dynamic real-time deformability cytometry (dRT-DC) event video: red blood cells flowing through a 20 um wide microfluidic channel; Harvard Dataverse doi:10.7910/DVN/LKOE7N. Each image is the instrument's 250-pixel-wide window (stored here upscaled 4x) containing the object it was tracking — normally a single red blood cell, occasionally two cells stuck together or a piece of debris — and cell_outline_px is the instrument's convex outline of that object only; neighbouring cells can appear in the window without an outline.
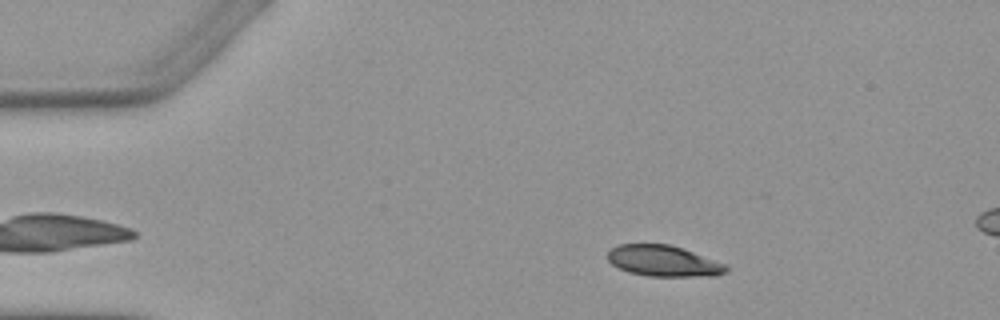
{"species": "Egyptian fruit bat (a non-hibernating species)", "species_latin": "Rousettus aegyptiacus", "temperature_condition": "warm", "stored_images_in_passage": 5, "camera_frame_rate_fps": 3000, "um_per_image_px": 0.085, "animal": {"sex": "female"}, "frame": {"image": 1, "passage_image": 3, "time_ms": 2.667, "image_size_px": [1000, 320], "cell_outline_px": [[728, 272], [712, 276], [648, 276], [628, 272], [612, 264], [608, 260], [608, 252], [612, 248], [620, 244], [668, 244], [728, 264]], "centroid_in_image_um": [56.42, 22.19], "position_along_channel_um": 28.6, "area_um2": 21.27}}